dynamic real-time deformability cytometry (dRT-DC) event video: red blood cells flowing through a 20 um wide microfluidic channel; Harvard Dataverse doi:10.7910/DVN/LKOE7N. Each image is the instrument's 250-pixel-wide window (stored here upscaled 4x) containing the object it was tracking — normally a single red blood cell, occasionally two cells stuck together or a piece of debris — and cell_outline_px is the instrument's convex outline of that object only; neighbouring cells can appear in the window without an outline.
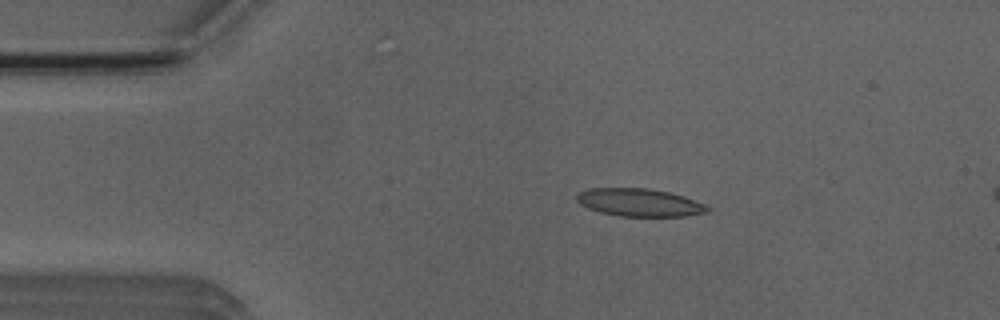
{"species": "Egyptian fruit bat (a non-hibernating species)", "species_latin": "Rousettus aegyptiacus", "temperature_condition": "room temperature", "stored_images_in_passage": 4, "camera_frame_rate_fps": 3000, "um_per_image_px": 0.085, "animal": {"sex": "male"}, "frame": {"image": 1, "passage_image": 2, "time_ms": 1.333, "image_size_px": [1000, 320], "cell_outline_px": [[712, 208], [708, 212], [684, 216], [620, 216], [600, 212], [588, 208], [580, 204], [576, 200], [576, 196], [580, 192], [588, 188], [648, 188], [668, 192], [684, 196], [704, 204]], "centroid_in_image_um": [54.35, 17.21], "position_along_channel_um": 30.6, "area_um2": 21.15}}